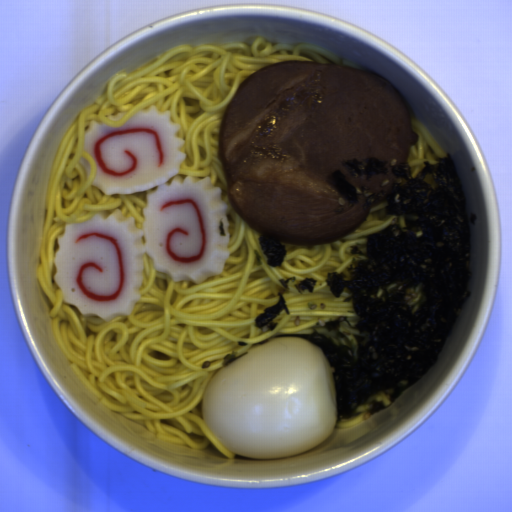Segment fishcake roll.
Here are the masks:
<instances>
[{"instance_id": "fish-cake-roll-1", "label": "fish cake roll", "mask_w": 512, "mask_h": 512, "mask_svg": "<svg viewBox=\"0 0 512 512\" xmlns=\"http://www.w3.org/2000/svg\"><path fill=\"white\" fill-rule=\"evenodd\" d=\"M170 111L147 105L120 126L92 122L83 150L91 182L106 195L146 193L142 228L119 209L66 222L56 236L53 280L84 315L129 317L142 299L143 256L176 282L222 274L230 255L231 206L211 177L180 175L186 153Z\"/></svg>"}]
</instances>
